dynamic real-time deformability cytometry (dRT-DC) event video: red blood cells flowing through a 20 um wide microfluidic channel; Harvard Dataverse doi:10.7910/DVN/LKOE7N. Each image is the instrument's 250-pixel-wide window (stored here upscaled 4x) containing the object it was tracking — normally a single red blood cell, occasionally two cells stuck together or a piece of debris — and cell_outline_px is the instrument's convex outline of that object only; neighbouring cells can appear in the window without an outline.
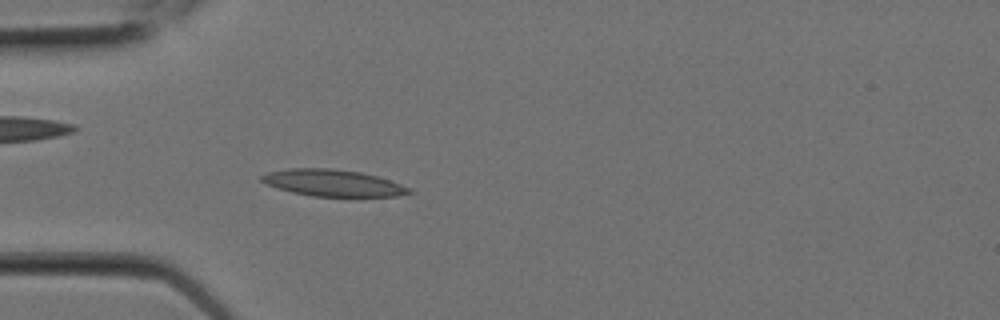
{"species": "Egyptian fruit bat (a non-hibernating species)", "species_latin": "Rousettus aegyptiacus", "temperature_condition": "room temperature", "stored_images_in_passage": 4, "camera_frame_rate_fps": 3000, "um_per_image_px": 0.085, "animal": {"sex": "female"}, "frame": {"image": 1, "passage_image": 4, "time_ms": 1.0, "image_size_px": [1000, 320], "cell_outline_px": [[412, 192], [396, 196], [312, 196], [292, 192], [276, 188], [260, 180], [260, 176], [268, 172], [288, 168], [332, 168], [360, 172], [376, 176], [412, 188]], "centroid_in_image_um": [28.26, 15.54], "position_along_channel_um": 56.7, "area_um2": 22.77}}